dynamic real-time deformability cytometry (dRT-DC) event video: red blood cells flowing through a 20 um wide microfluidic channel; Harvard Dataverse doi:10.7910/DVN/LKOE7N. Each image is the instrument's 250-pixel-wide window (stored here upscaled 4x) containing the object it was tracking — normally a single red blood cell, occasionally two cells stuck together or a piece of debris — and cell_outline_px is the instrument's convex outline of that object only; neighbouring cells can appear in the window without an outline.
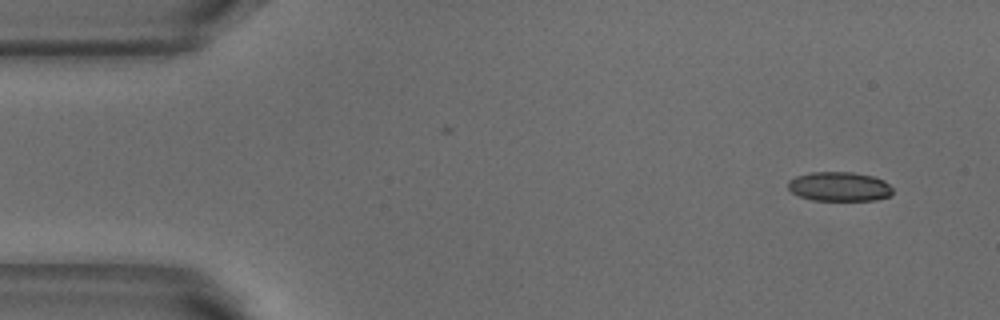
{"species": "common noctule bat (a hibernating species)", "species_latin": "Nyctalus noctula", "temperature_condition": "warm", "stored_images_in_passage": 5, "camera_frame_rate_fps": 3000, "um_per_image_px": 0.085, "animal": {"sex": "male", "body_mass_g": 18.8}, "frame": {"image": 1, "passage_image": 1, "time_ms": 0.0, "image_size_px": [1000, 320], "cell_outline_px": [[892, 192], [888, 196], [876, 200], [812, 200], [800, 196], [792, 192], [788, 188], [788, 180], [796, 176], [812, 172], [852, 172], [872, 176], [884, 180], [892, 188]], "centroid_in_image_um": [71.33, 15.85], "position_along_channel_um": 13.7, "area_um2": 17.8}}
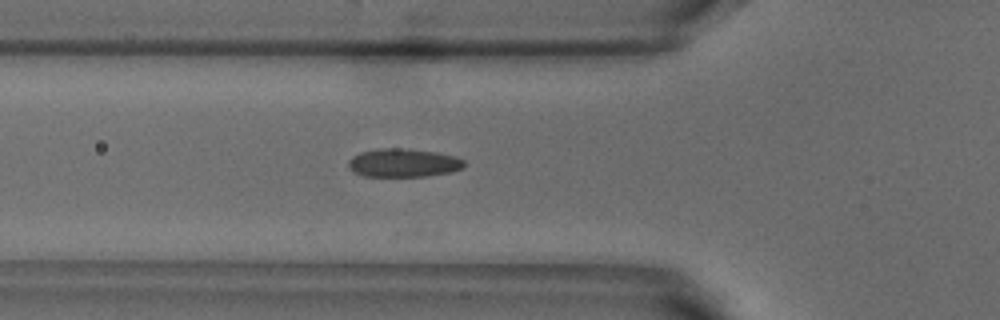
{"frame": {"image": 2, "passage_image": 5, "time_ms": 1.333, "image_size_px": [1000, 320], "cell_outline_px": [[464, 168], [452, 172], [428, 176], [364, 176], [348, 168], [348, 160], [352, 156], [360, 152], [376, 148], [400, 148], [436, 152], [456, 156], [464, 160]], "centroid_in_image_um": [34.29, 13.84], "position_along_channel_um": 91.5, "area_um2": 19.31}}